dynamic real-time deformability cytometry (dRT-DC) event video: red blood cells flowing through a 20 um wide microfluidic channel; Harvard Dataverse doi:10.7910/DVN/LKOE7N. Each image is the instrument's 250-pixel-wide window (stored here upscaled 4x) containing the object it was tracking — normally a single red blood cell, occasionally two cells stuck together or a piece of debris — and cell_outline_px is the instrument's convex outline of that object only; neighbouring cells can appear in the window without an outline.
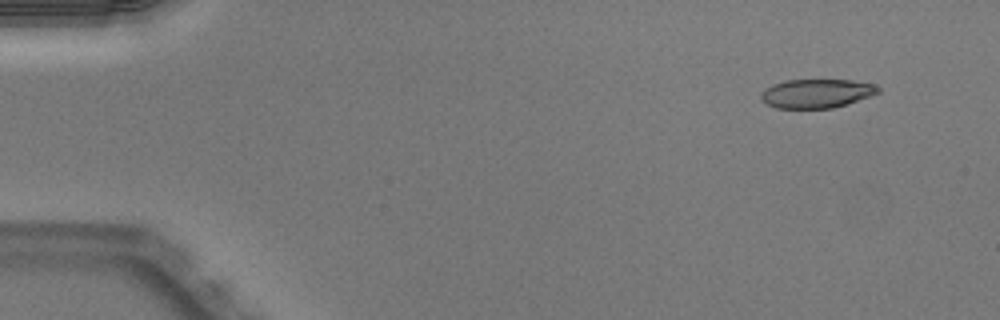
{"species": "Egyptian fruit bat (a non-hibernating species)", "species_latin": "Rousettus aegyptiacus", "temperature_condition": "warm", "stored_images_in_passage": 47, "camera_frame_rate_fps": 3000, "um_per_image_px": 0.085, "animal": {"sex": "male"}, "frame": {"image": 1, "passage_image": 1, "time_ms": 0.0, "image_size_px": [1000, 320], "cell_outline_px": [[880, 92], [832, 108], [776, 108], [760, 100], [760, 96], [772, 84], [788, 80], [852, 80], [872, 84], [880, 88]], "centroid_in_image_um": [69.38, 7.94], "position_along_channel_um": 15.6, "area_um2": 19.31}}
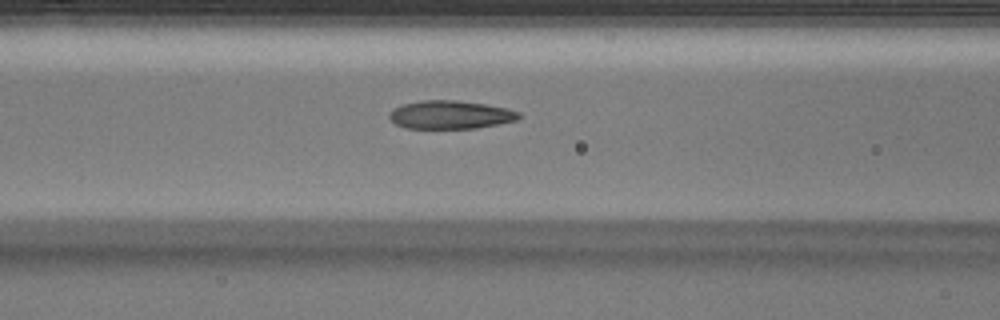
{"frame": {"image": 2, "passage_image": 18, "time_ms": 5.667, "image_size_px": [1000, 320], "cell_outline_px": [[520, 116], [516, 120], [476, 128], [404, 128], [396, 124], [388, 116], [396, 108], [404, 104], [420, 100], [456, 100], [484, 104], [508, 108], [520, 112]], "centroid_in_image_um": [38.3, 9.75], "position_along_channel_um": 128.3, "area_um2": 21.1}}
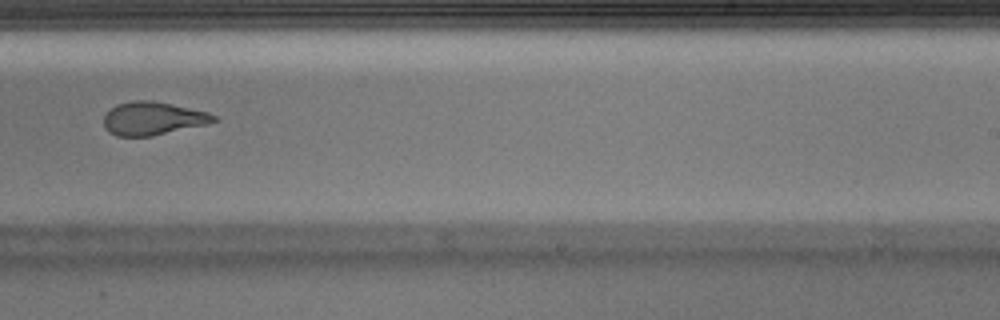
{"frame": {"image": 3, "passage_image": 29, "time_ms": 9.333, "image_size_px": [1000, 320], "cell_outline_px": [[216, 120], [208, 124], [148, 136], [116, 136], [108, 132], [104, 124], [104, 116], [116, 104], [132, 100], [152, 100], [172, 104], [208, 112], [216, 116]], "centroid_in_image_um": [12.97, 10.06], "position_along_channel_um": 276.0, "area_um2": 21.1}, "authors_computed_cell_mechanics": {"area_um2": 21.6172, "velocity_mm_per_s": 4.0366, "shape_relaxation_time_tau1_ms": 4.3272, "shape_relaxation_time_tau2_ms": 1.3898, "deformation_change_tau1": 0.2085, "deformation_change_tau2": 0.1046}}